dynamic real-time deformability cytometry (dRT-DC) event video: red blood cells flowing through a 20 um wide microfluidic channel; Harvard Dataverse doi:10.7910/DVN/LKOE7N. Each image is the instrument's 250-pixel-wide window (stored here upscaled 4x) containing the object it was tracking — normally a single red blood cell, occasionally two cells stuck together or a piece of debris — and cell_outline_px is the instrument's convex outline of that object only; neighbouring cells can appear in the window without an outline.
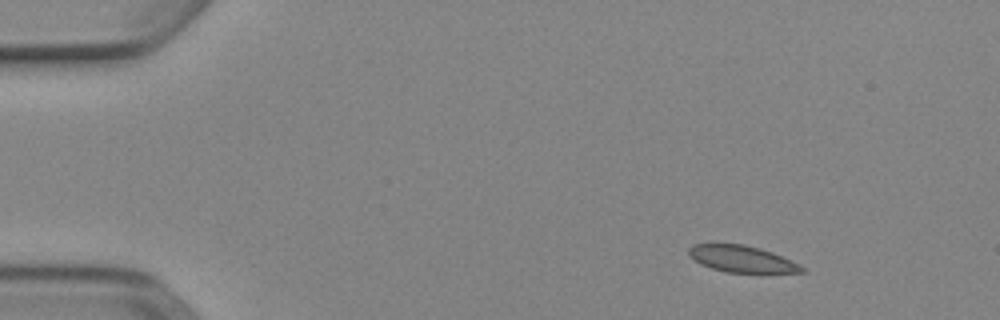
{"species": "Egyptian fruit bat (a non-hibernating species)", "species_latin": "Rousettus aegyptiacus", "temperature_condition": "cold", "stored_images_in_passage": 47, "camera_frame_rate_fps": 3000, "um_per_image_px": 0.085, "animal": {"sex": "female"}, "frame": {"image": 1, "passage_image": 1, "time_ms": 0.0, "image_size_px": [1000, 320], "cell_outline_px": [[804, 272], [724, 272], [700, 264], [688, 256], [688, 248], [692, 244], [744, 244], [760, 248], [772, 252], [800, 264], [804, 268]], "centroid_in_image_um": [63.01, 22.0], "position_along_channel_um": 22.0, "area_um2": 17.46}}
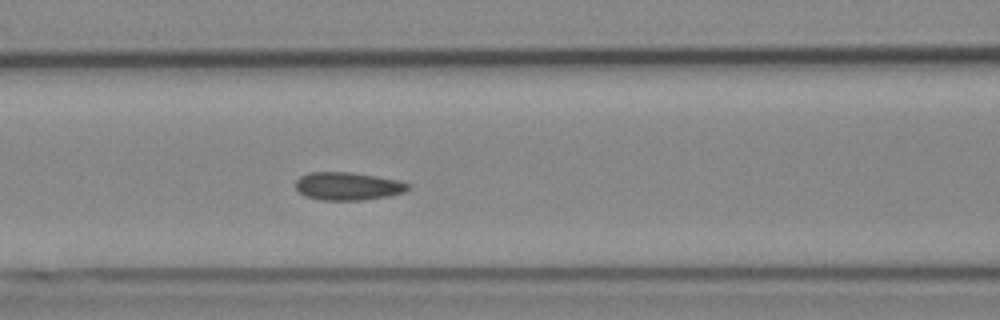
{"frame": {"image": 2, "passage_image": 17, "time_ms": 5.333, "image_size_px": [1000, 320], "cell_outline_px": [[412, 184], [404, 192], [388, 196], [360, 200], [320, 200], [304, 196], [296, 188], [296, 180], [300, 176], [308, 172], [352, 172], [400, 180]], "centroid_in_image_um": [29.57, 15.82], "position_along_channel_um": 137.0, "area_um2": 18.44}}
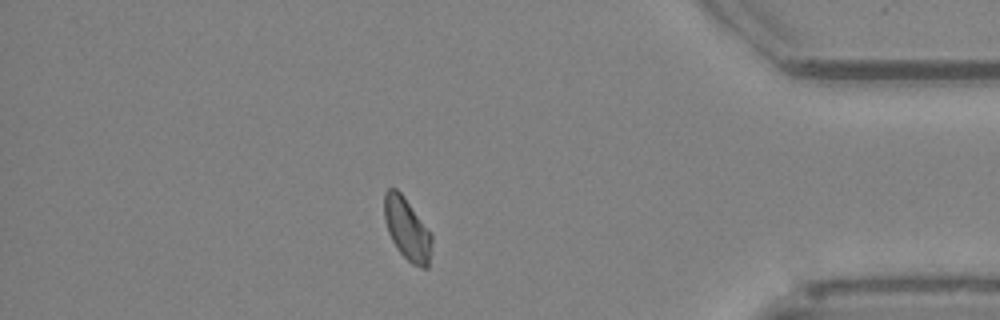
{"frame": {"image": 3, "passage_image": 40, "time_ms": 13.0, "image_size_px": [1000, 320], "cell_outline_px": [[432, 244], [428, 268], [420, 268], [412, 264], [396, 248], [388, 232], [384, 220], [384, 192], [388, 188], [396, 188], [404, 196], [432, 232]], "centroid_in_image_um": [34.61, 19.46], "position_along_channel_um": 400.6, "area_um2": 17.51}, "authors_computed_cell_mechanics": {"area_um2": 17.918, "velocity_mm_per_s": 3.8716, "shape_relaxation_time_tau1_ms": 4.9496, "shape_relaxation_time_tau2_ms": 2.1408, "deformation_change_tau1": 0.0917, "deformation_change_tau2": 0.052}}